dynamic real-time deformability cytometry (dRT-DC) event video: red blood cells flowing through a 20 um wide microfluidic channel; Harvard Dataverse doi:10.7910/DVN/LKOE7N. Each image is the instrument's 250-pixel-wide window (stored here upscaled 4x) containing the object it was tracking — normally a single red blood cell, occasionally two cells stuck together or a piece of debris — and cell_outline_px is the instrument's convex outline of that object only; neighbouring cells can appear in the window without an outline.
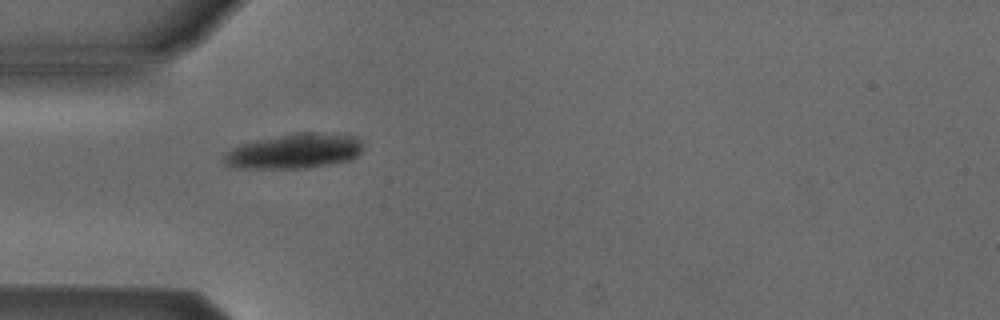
{"species": "Egyptian fruit bat (a non-hibernating species)", "species_latin": "Rousettus aegyptiacus", "temperature_condition": "cold", "stored_images_in_passage": 32, "camera_frame_rate_fps": 3000, "um_per_image_px": 0.085, "animal": {"sex": "male"}, "frame": {"image": 1, "passage_image": 1, "time_ms": 0.0, "image_size_px": [1000, 320], "cell_outline_px": [[360, 152], [356, 156], [348, 160], [308, 168], [240, 168], [224, 164], [224, 156], [232, 148], [240, 144], [256, 140], [300, 132], [316, 132], [356, 136], [360, 140]], "centroid_in_image_um": [25.01, 12.84], "position_along_channel_um": 60.0, "area_um2": 27.86}}
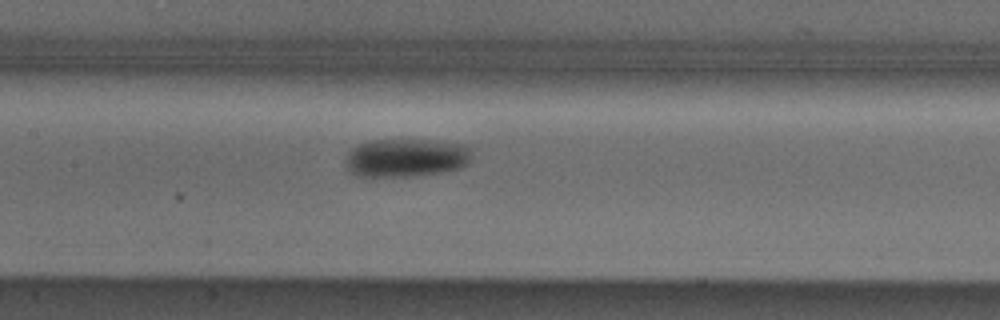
{"frame": {"image": 2, "passage_image": 10, "time_ms": 3.0, "image_size_px": [1000, 320], "cell_outline_px": [[472, 156], [460, 168], [440, 172], [416, 176], [356, 176], [348, 168], [348, 152], [352, 148], [368, 140], [428, 140], [468, 144], [472, 148]], "centroid_in_image_um": [34.57, 13.39], "position_along_channel_um": 172.8, "area_um2": 28.09}}
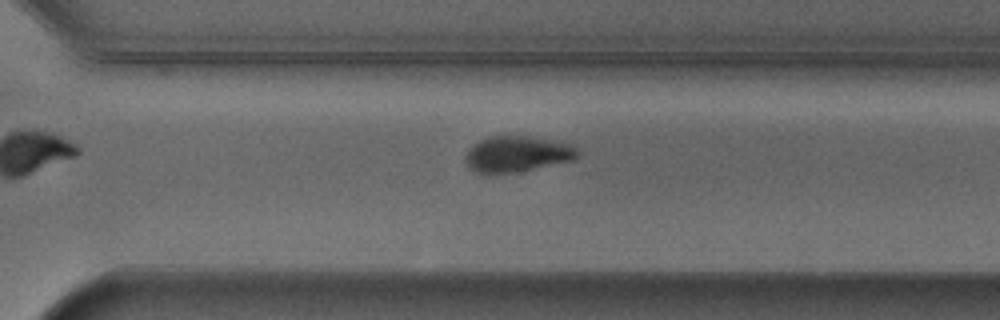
{"frame": {"image": 3, "passage_image": 22, "time_ms": 7.0, "image_size_px": [1000, 320], "cell_outline_px": [[580, 152], [572, 160], [516, 172], [476, 172], [468, 168], [464, 160], [464, 156], [468, 148], [472, 144], [488, 136], [524, 136], [572, 144]], "centroid_in_image_um": [43.89, 13.08], "position_along_channel_um": 326.7, "area_um2": 23.18}, "authors_computed_cell_mechanics": {"area_um2": 26.1834, "velocity_mm_per_s": 3.8536, "shape_relaxation_time_tau1_ms": 3.8008, "shape_relaxation_time_tau2_ms": null, "deformation_change_tau1": 0.1559, "deformation_change_tau2": null}}